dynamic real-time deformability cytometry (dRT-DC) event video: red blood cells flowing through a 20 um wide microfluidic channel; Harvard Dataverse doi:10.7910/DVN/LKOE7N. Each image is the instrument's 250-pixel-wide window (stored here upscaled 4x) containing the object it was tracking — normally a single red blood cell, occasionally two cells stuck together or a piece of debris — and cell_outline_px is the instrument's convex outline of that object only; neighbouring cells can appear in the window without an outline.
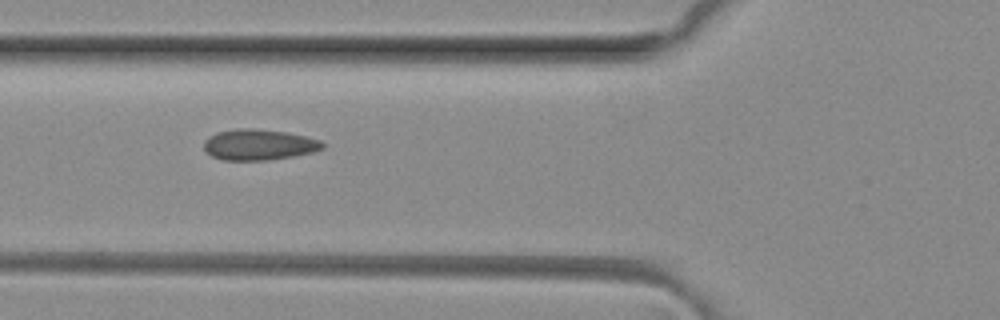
{"species": "common noctule bat (a hibernating species)", "species_latin": "Nyctalus noctula", "temperature_condition": "room temperature", "stored_images_in_passage": 7, "camera_frame_rate_fps": 3000, "um_per_image_px": 0.085, "animal": {"sex": "female", "body_mass_g": 29.2, "forearm_length_mm": 56.3}, "frame": {"image": 1, "passage_image": 5, "time_ms": 1.333, "image_size_px": [1000, 320], "cell_outline_px": [[324, 148], [312, 152], [292, 156], [268, 160], [224, 160], [212, 156], [204, 148], [204, 140], [208, 136], [216, 132], [236, 128], [252, 128], [288, 132], [320, 140], [324, 144]], "centroid_in_image_um": [21.98, 12.28], "position_along_channel_um": 103.8, "area_um2": 21.33}}
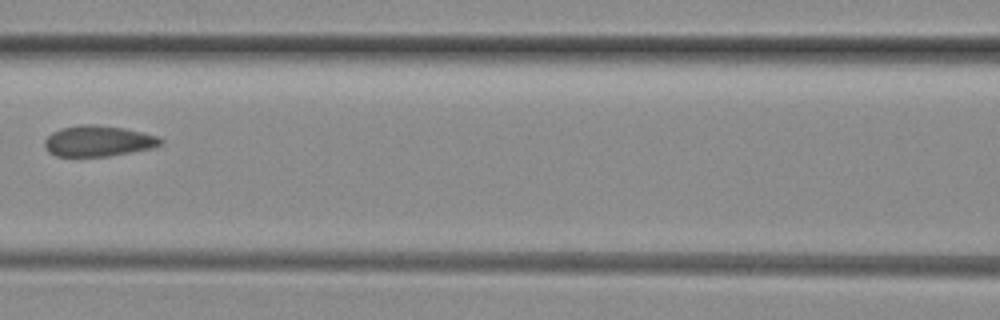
{"frame": {"image": 2, "passage_image": 6, "time_ms": 1.667, "image_size_px": [1000, 320], "cell_outline_px": [[164, 144], [152, 148], [108, 156], [56, 156], [48, 152], [44, 148], [44, 140], [52, 132], [60, 128], [80, 124], [92, 124], [124, 128], [160, 136], [164, 140]], "centroid_in_image_um": [8.36, 11.98], "position_along_channel_um": 158.2, "area_um2": 21.04}}
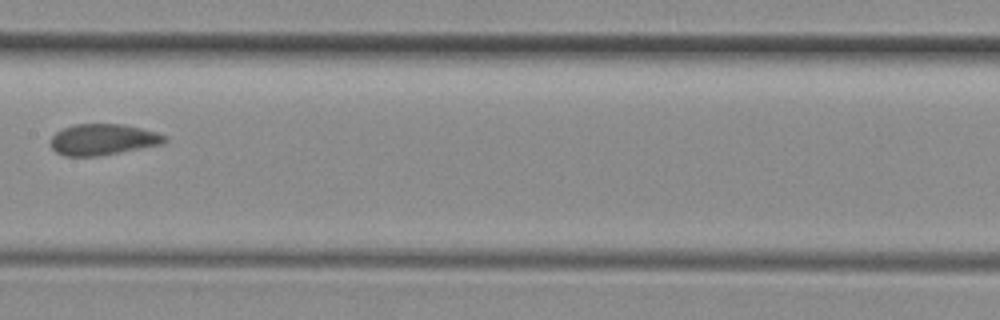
{"frame": {"image": 3, "passage_image": 7, "time_ms": 2.0, "image_size_px": [1000, 320], "cell_outline_px": [[168, 140], [160, 144], [120, 152], [96, 156], [64, 156], [56, 152], [48, 144], [52, 136], [56, 132], [64, 128], [76, 124], [124, 124], [156, 132], [164, 136]], "centroid_in_image_um": [8.69, 11.86], "position_along_channel_um": 198.7, "area_um2": 20.52}}